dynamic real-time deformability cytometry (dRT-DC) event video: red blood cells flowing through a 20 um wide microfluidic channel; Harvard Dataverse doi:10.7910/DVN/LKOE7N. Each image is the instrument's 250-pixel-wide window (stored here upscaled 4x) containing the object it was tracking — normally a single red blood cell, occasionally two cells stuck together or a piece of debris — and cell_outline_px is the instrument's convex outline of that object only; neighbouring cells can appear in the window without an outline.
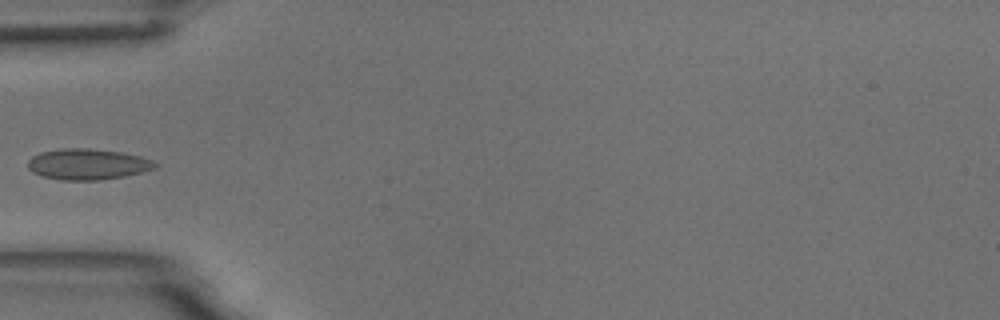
{"species": "common noctule bat (a hibernating species)", "species_latin": "Nyctalus noctula", "temperature_condition": "room temperature", "stored_images_in_passage": 8, "camera_frame_rate_fps": 3000, "um_per_image_px": 0.085, "animal": {"sex": "male", "body_mass_g": 18.8}, "frame": {"image": 1, "passage_image": 6, "time_ms": 1.667, "image_size_px": [1000, 320], "cell_outline_px": [[160, 164], [156, 168], [124, 176], [100, 180], [60, 180], [44, 176], [32, 172], [28, 168], [28, 160], [32, 156], [40, 152], [60, 148], [88, 148], [120, 152], [140, 156], [152, 160]], "centroid_in_image_um": [7.44, 13.95], "position_along_channel_um": 77.6, "area_um2": 22.95}}